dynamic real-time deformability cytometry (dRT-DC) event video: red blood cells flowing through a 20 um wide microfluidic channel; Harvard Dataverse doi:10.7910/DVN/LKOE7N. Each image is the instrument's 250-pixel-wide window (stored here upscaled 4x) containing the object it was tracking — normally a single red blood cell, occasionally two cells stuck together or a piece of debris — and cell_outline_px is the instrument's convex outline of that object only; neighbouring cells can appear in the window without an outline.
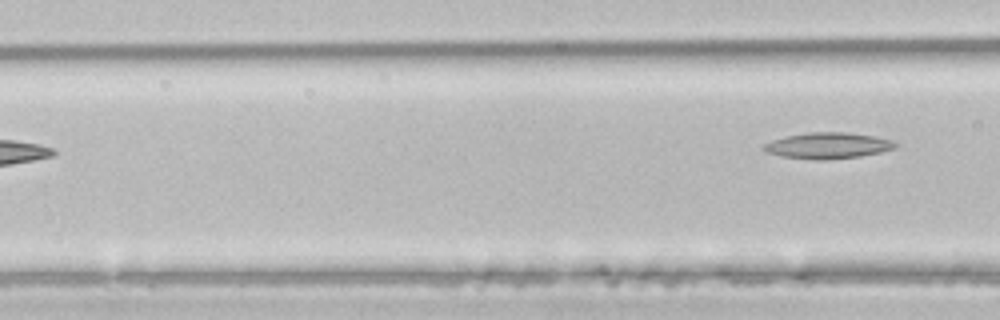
{"species": "common noctule bat (a hibernating species)", "species_latin": "Nyctalus noctula", "temperature_condition": "room temperature", "stored_images_in_passage": 4, "camera_frame_rate_fps": 3000, "um_per_image_px": 0.085, "animal": {"sex": "male", "body_mass_g": 21.5, "forearm_length_mm": 52.0}, "frame": {"image": 1, "passage_image": 4, "time_ms": 1.0, "image_size_px": [1000, 320], "cell_outline_px": [[896, 148], [880, 152], [860, 156], [824, 160], [816, 160], [780, 156], [768, 152], [760, 148], [764, 144], [772, 140], [784, 136], [808, 132], [848, 132], [872, 136], [892, 140], [896, 144]], "centroid_in_image_um": [70.33, 12.37], "position_along_channel_um": 96.3, "area_um2": 20.0}}